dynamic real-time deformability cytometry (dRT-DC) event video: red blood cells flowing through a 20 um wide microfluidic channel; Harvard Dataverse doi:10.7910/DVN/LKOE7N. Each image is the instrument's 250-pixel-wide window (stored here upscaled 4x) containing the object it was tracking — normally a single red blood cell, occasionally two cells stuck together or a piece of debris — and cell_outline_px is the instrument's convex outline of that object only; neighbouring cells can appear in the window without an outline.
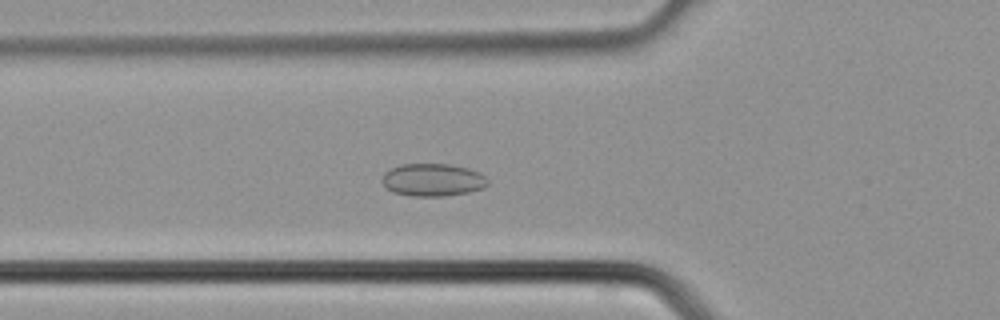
{"species": "common noctule bat (a hibernating species)", "species_latin": "Nyctalus noctula", "temperature_condition": "cold", "stored_images_in_passage": 39, "camera_frame_rate_fps": 3000, "um_per_image_px": 0.085, "animal": {"sex": "male", "body_mass_g": 21.5, "forearm_length_mm": 52.0}, "frame": {"image": 1, "passage_image": 14, "time_ms": 4.333, "image_size_px": [1000, 320], "cell_outline_px": [[488, 184], [484, 188], [468, 192], [444, 196], [412, 196], [392, 192], [384, 188], [384, 172], [400, 164], [448, 164], [468, 168], [480, 172], [488, 180]], "centroid_in_image_um": [36.79, 15.29], "position_along_channel_um": 89.0, "area_um2": 20.11}}
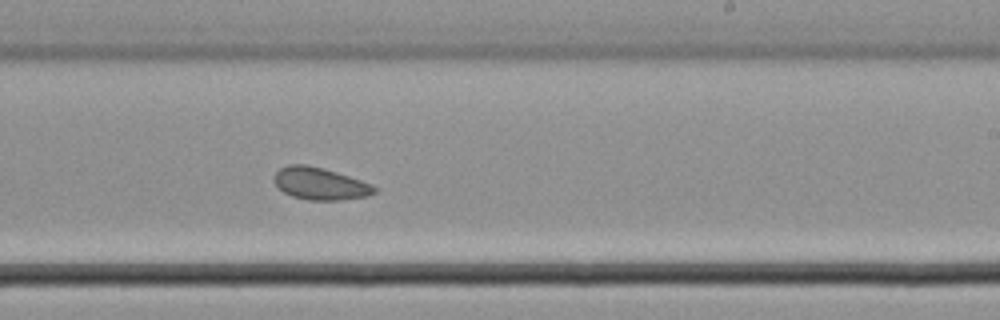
{"frame": {"image": 2, "passage_image": 24, "time_ms": 7.667, "image_size_px": [1000, 320], "cell_outline_px": [[376, 192], [368, 196], [340, 200], [308, 200], [292, 196], [284, 192], [272, 180], [276, 172], [280, 168], [288, 164], [308, 164], [324, 168], [372, 184], [376, 188]], "centroid_in_image_um": [27.19, 15.6], "position_along_channel_um": 261.8, "area_um2": 18.84}}
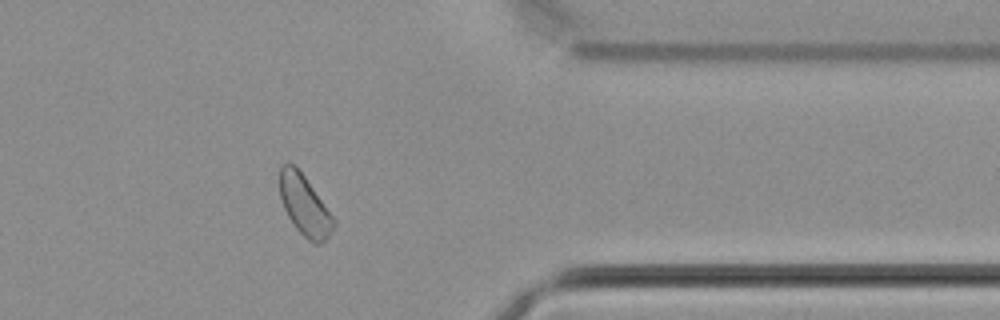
{"frame": {"image": 3, "passage_image": 32, "time_ms": 10.333, "image_size_px": [1000, 320], "cell_outline_px": [[336, 224], [328, 236], [320, 244], [316, 244], [308, 240], [292, 224], [284, 208], [280, 196], [280, 164], [292, 164], [304, 176], [336, 220]], "centroid_in_image_um": [25.89, 17.48], "position_along_channel_um": 385.5, "area_um2": 18.61}}